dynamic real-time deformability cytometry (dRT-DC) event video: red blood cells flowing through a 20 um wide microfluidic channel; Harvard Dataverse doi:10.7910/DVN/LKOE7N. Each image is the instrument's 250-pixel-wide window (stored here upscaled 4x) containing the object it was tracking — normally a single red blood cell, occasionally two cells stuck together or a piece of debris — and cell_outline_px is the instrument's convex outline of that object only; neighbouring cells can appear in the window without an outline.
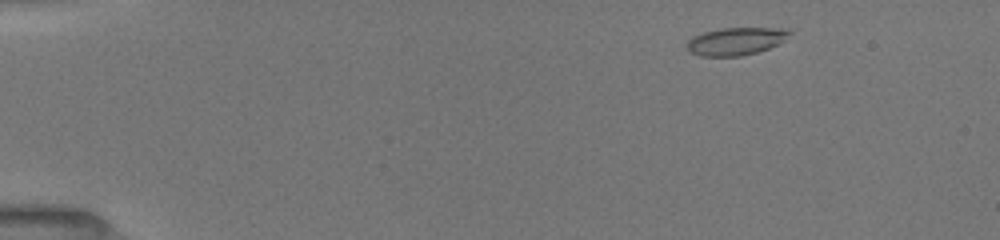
{"species": "common noctule bat (a hibernating species)", "species_latin": "Nyctalus noctula", "temperature_condition": "room temperature", "stored_images_in_passage": 48, "camera_frame_rate_fps": 3000, "um_per_image_px": 0.085, "animal": {"sex": "female", "body_mass_g": 19.5, "forearm_length_mm": 54.1}, "frame": {"image": 1, "passage_image": 4, "time_ms": 1.0, "image_size_px": [1000, 240], "cell_outline_px": [[792, 32], [776, 44], [768, 48], [756, 52], [740, 56], [700, 56], [688, 52], [688, 40], [692, 36], [704, 32], [720, 28], [792, 28]], "centroid_in_image_um": [62.52, 3.49], "position_along_channel_um": 22.5, "area_um2": 16.42}}
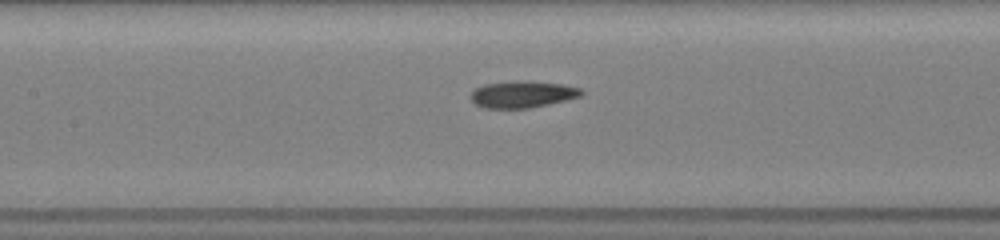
{"frame": {"image": 2, "passage_image": 22, "time_ms": 7.0, "image_size_px": [1000, 240], "cell_outline_px": [[584, 92], [580, 96], [548, 104], [528, 108], [488, 108], [476, 104], [472, 100], [472, 92], [476, 88], [484, 84], [516, 80], [564, 84], [580, 88]], "centroid_in_image_um": [44.42, 8.0], "position_along_channel_um": 163.0, "area_um2": 16.99}}
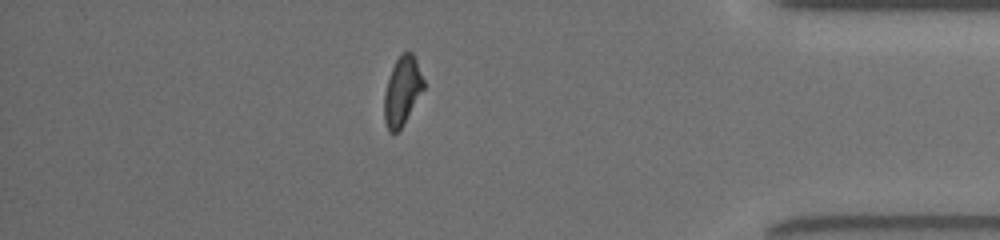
{"frame": {"image": 3, "passage_image": 42, "time_ms": 13.667, "image_size_px": [1000, 240], "cell_outline_px": [[424, 88], [404, 124], [396, 132], [388, 132], [384, 120], [384, 92], [392, 68], [400, 52], [412, 52], [416, 60], [424, 80]], "centroid_in_image_um": [34.18, 7.73], "position_along_channel_um": 401.0, "area_um2": 15.72}, "authors_computed_cell_mechanics": {"area_um2": 16.7042, "velocity_mm_per_s": 4.0191, "shape_relaxation_time_tau1_ms": 6.7763, "shape_relaxation_time_tau2_ms": 3.6278, "deformation_change_tau1": 0.1894, "deformation_change_tau2": 0.0764}}